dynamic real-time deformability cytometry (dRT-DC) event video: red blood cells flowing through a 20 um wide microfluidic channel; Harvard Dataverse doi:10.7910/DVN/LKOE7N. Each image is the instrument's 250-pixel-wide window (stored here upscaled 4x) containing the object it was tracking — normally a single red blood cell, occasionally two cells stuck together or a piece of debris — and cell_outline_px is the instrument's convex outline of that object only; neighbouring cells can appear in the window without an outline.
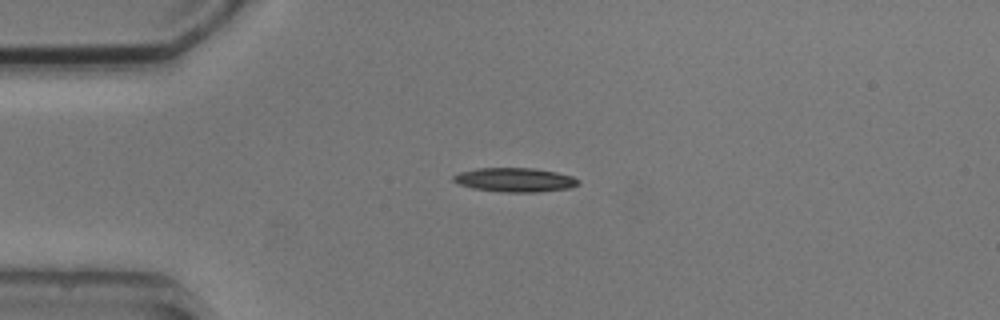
{"species": "common noctule bat (a hibernating species)", "species_latin": "Nyctalus noctula", "temperature_condition": "cold", "stored_images_in_passage": 1, "camera_frame_rate_fps": 3000, "um_per_image_px": 0.085, "animal": {"sex": "male", "body_mass_g": 20.5, "forearm_length_mm": 52.5}, "frame": {"image": 1, "passage_image": 1, "time_ms": 0.0, "image_size_px": [1000, 320], "cell_outline_px": [[580, 184], [572, 188], [540, 192], [504, 192], [472, 188], [460, 184], [452, 180], [452, 176], [460, 172], [476, 168], [536, 168], [556, 172], [572, 176], [580, 180]], "centroid_in_image_um": [43.81, 15.29], "position_along_channel_um": 41.2, "area_um2": 17.69}}